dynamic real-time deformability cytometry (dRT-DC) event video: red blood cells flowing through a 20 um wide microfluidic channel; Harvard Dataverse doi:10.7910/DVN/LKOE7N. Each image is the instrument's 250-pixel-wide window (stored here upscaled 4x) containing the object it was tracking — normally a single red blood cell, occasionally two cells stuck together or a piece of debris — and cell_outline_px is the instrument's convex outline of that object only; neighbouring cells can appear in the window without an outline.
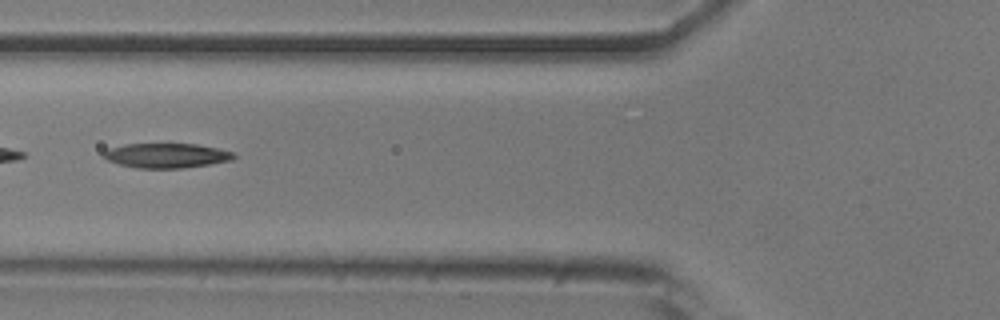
{"species": "common noctule bat (a hibernating species)", "species_latin": "Nyctalus noctula", "temperature_condition": "room temperature", "stored_images_in_passage": 29, "camera_frame_rate_fps": 3000, "um_per_image_px": 0.085, "animal": {"sex": "male", "body_mass_g": 20.5, "forearm_length_mm": 52.5}, "frame": {"image": 1, "passage_image": 11, "time_ms": 3.333, "image_size_px": [1000, 320], "cell_outline_px": [[236, 156], [232, 160], [184, 168], [136, 168], [120, 164], [108, 160], [100, 152], [108, 148], [124, 144], [196, 144], [216, 148], [232, 152]], "centroid_in_image_um": [14.11, 13.22], "position_along_channel_um": 111.7, "area_um2": 18.61}}
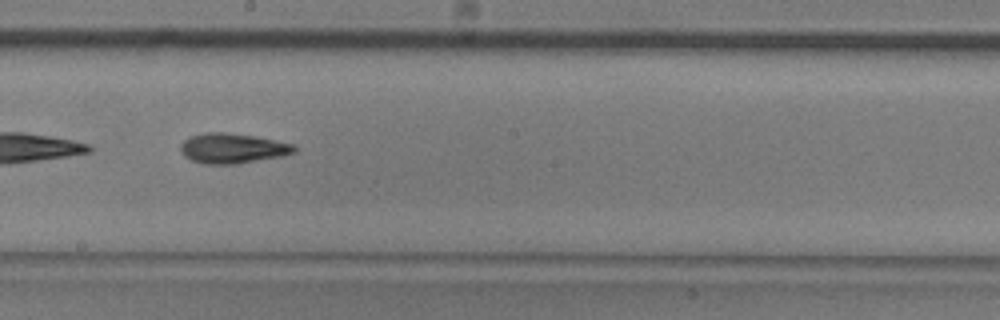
{"frame": {"image": 2, "passage_image": 20, "time_ms": 6.333, "image_size_px": [1000, 320], "cell_outline_px": [[296, 152], [280, 156], [236, 164], [204, 164], [192, 160], [184, 156], [180, 148], [180, 144], [184, 140], [192, 136], [208, 132], [224, 132], [256, 136], [296, 144]], "centroid_in_image_um": [19.78, 12.6], "position_along_channel_um": 228.4, "area_um2": 19.88}}
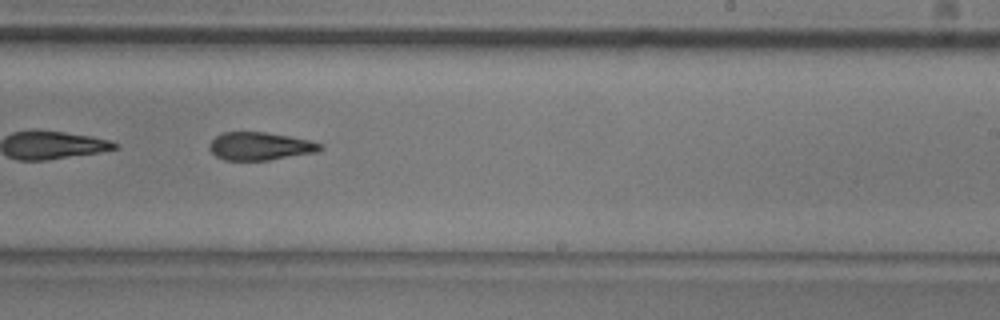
{"frame": {"image": 3, "passage_image": 23, "time_ms": 7.333, "image_size_px": [1000, 320], "cell_outline_px": [[324, 148], [316, 152], [268, 160], [224, 160], [216, 156], [208, 148], [208, 144], [216, 136], [224, 132], [264, 132], [288, 136], [308, 140], [324, 144]], "centroid_in_image_um": [22.09, 12.43], "position_along_channel_um": 266.9, "area_um2": 17.98}}